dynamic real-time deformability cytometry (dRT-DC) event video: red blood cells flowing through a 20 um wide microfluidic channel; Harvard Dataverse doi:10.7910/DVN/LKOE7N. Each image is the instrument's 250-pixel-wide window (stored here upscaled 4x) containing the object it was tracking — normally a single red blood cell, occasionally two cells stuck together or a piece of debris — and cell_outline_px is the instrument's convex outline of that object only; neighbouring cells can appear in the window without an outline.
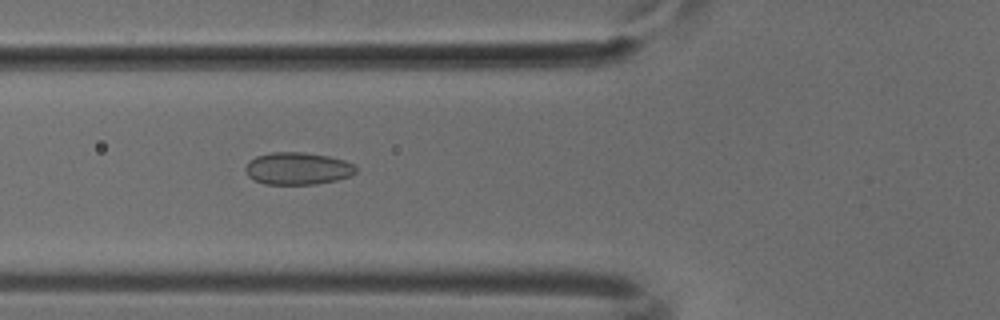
{"species": "common noctule bat (a hibernating species)", "species_latin": "Nyctalus noctula", "temperature_condition": "cold", "stored_images_in_passage": 35, "camera_frame_rate_fps": 3000, "um_per_image_px": 0.085, "animal": {"sex": "male", "body_mass_g": 18.8}, "frame": {"image": 1, "passage_image": 10, "time_ms": 3.0, "image_size_px": [1000, 320], "cell_outline_px": [[356, 172], [352, 176], [336, 180], [316, 184], [264, 184], [252, 180], [244, 172], [244, 168], [248, 160], [256, 156], [268, 152], [304, 152], [328, 156], [344, 160], [352, 164], [356, 168]], "centroid_in_image_um": [25.25, 14.32], "position_along_channel_um": 100.6, "area_um2": 21.1}}
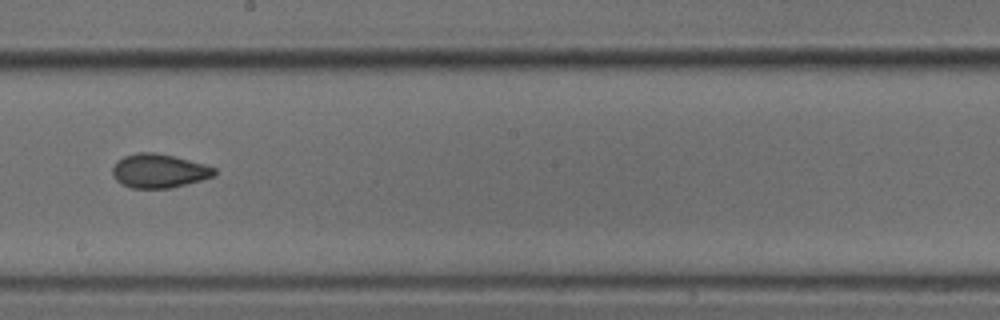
{"frame": {"image": 2, "passage_image": 20, "time_ms": 6.333, "image_size_px": [1000, 320], "cell_outline_px": [[216, 176], [172, 188], [132, 188], [116, 180], [112, 176], [112, 168], [116, 160], [124, 156], [136, 152], [156, 152], [204, 164], [216, 168]], "centroid_in_image_um": [13.5, 14.52], "position_along_channel_um": 234.7, "area_um2": 20.23}}
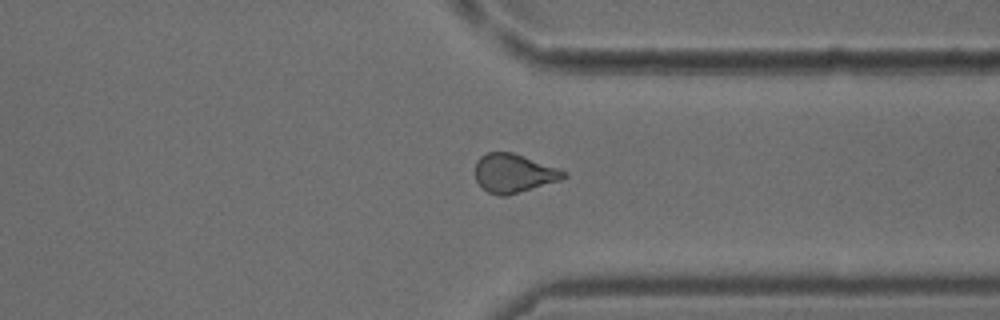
{"frame": {"image": 3, "passage_image": 30, "time_ms": 9.667, "image_size_px": [1000, 320], "cell_outline_px": [[568, 176], [560, 180], [504, 196], [500, 196], [488, 192], [476, 180], [476, 160], [480, 156], [488, 152], [512, 152], [560, 168], [568, 172]], "centroid_in_image_um": [43.69, 14.7], "position_along_channel_um": 367.7, "area_um2": 19.83}}